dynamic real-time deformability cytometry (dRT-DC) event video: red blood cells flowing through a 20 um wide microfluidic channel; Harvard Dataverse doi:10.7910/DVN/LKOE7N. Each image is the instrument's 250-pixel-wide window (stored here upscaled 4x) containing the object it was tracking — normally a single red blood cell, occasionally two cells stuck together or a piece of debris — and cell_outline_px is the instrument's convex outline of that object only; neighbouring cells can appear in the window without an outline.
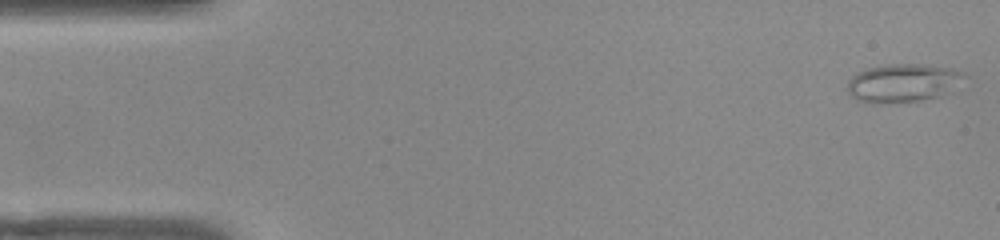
{"species": "common noctule bat (a hibernating species)", "species_latin": "Nyctalus noctula", "temperature_condition": "warm", "stored_images_in_passage": 51, "camera_frame_rate_fps": 3000, "um_per_image_px": 0.085, "animal": {"sex": "female", "body_mass_g": 22.0, "forearm_length_mm": 56.7}, "frame": {"image": 1, "passage_image": 1, "time_ms": 0.0, "image_size_px": [1000, 240], "cell_outline_px": [[968, 76], [952, 92], [940, 96], [920, 100], [856, 100], [848, 92], [848, 80], [856, 72], [868, 68], [888, 64], [924, 64], [948, 68], [964, 72]], "centroid_in_image_um": [76.84, 6.99], "position_along_channel_um": 8.2, "area_um2": 25.49}}
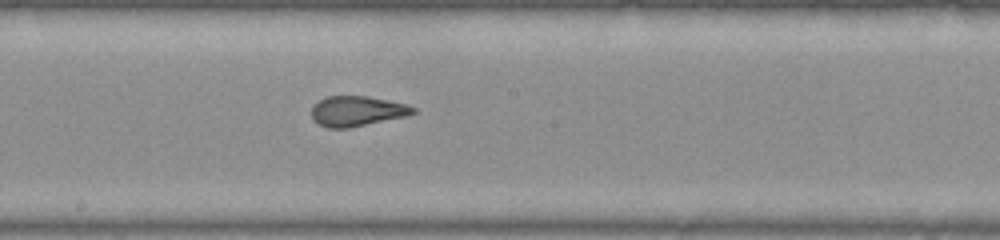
{"frame": {"image": 2, "passage_image": 27, "time_ms": 8.667, "image_size_px": [1000, 240], "cell_outline_px": [[416, 112], [404, 116], [348, 128], [328, 128], [316, 124], [312, 120], [312, 108], [320, 100], [328, 96], [368, 96], [408, 104], [416, 108]], "centroid_in_image_um": [30.33, 9.44], "position_along_channel_um": 217.9, "area_um2": 17.74}}
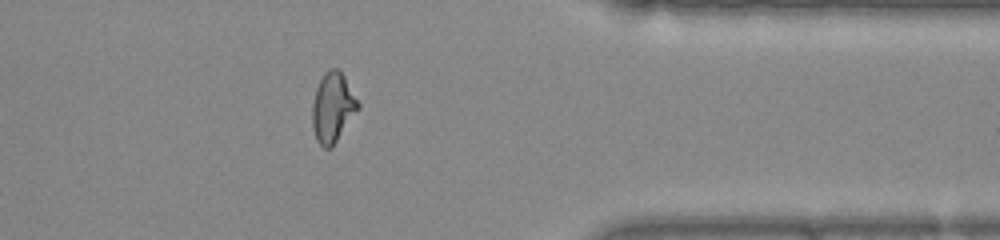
{"frame": {"image": 3, "passage_image": 41, "time_ms": 13.333, "image_size_px": [1000, 240], "cell_outline_px": [[360, 108], [332, 148], [324, 148], [316, 140], [312, 128], [312, 104], [316, 88], [324, 72], [328, 68], [340, 68], [360, 104]], "centroid_in_image_um": [28.29, 9.13], "position_along_channel_um": 383.1, "area_um2": 18.9}, "authors_computed_cell_mechanics": {"area_um2": 18.6116, "velocity_mm_per_s": 3.8859, "shape_relaxation_time_tau1_ms": null, "shape_relaxation_time_tau2_ms": 1.0652, "deformation_change_tau1": null, "deformation_change_tau2": 0.0801}}